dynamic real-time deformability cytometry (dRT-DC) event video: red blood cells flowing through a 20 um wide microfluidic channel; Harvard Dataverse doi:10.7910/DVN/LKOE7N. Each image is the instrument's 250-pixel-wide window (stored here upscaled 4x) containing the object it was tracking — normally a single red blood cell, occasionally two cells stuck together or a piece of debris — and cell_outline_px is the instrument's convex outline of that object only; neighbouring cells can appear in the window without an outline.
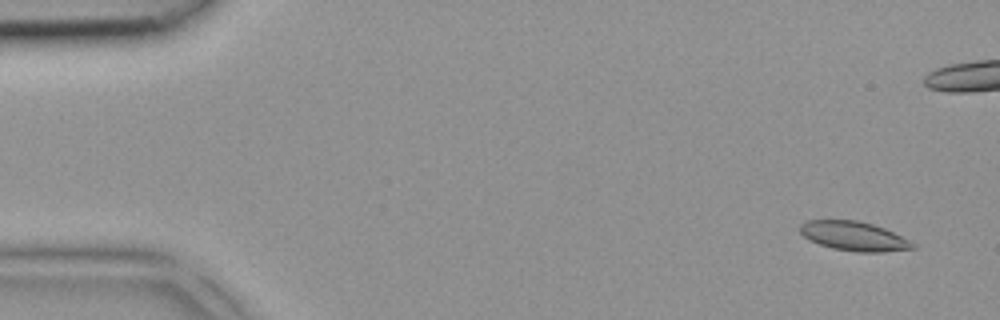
{"species": "common noctule bat (a hibernating species)", "species_latin": "Nyctalus noctula", "temperature_condition": "room temperature", "stored_images_in_passage": 5, "camera_frame_rate_fps": 3000, "um_per_image_px": 0.085, "animal": {"sex": "female", "body_mass_g": 18.4}, "frame": {"image": 1, "passage_image": 1, "time_ms": 0.0, "image_size_px": [1000, 320], "cell_outline_px": [[916, 248], [884, 252], [856, 252], [832, 248], [808, 240], [800, 232], [800, 224], [808, 220], [856, 220], [872, 224], [884, 228], [916, 244]], "centroid_in_image_um": [72.57, 20.08], "position_along_channel_um": 12.4, "area_um2": 19.13}}